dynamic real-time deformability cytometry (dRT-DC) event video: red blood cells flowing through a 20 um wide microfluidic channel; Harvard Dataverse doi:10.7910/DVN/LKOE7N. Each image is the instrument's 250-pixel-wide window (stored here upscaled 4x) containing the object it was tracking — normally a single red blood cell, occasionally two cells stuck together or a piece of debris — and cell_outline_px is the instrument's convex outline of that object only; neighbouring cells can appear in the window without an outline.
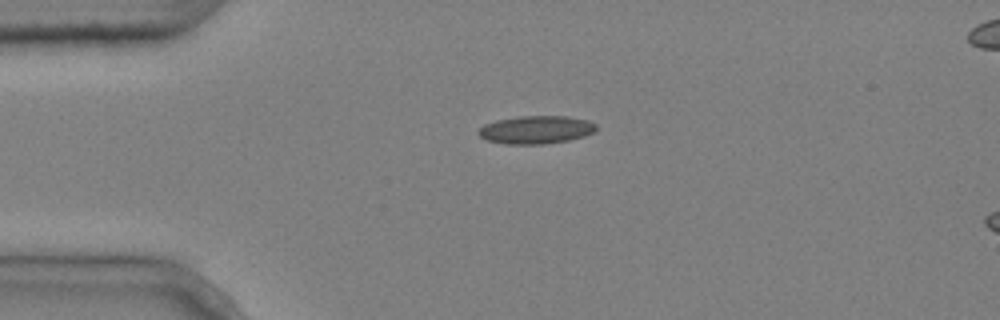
{"species": "common noctule bat (a hibernating species)", "species_latin": "Nyctalus noctula", "temperature_condition": "cold", "stored_images_in_passage": 3, "camera_frame_rate_fps": 3000, "um_per_image_px": 0.085, "animal": {"sex": "male", "body_mass_g": 20.4}, "frame": {"image": 1, "passage_image": 1, "time_ms": 0.0, "image_size_px": [1000, 320], "cell_outline_px": [[596, 128], [592, 132], [584, 136], [568, 140], [544, 144], [504, 144], [488, 140], [480, 136], [476, 132], [484, 124], [496, 120], [520, 116], [568, 116], [588, 120], [596, 124]], "centroid_in_image_um": [45.54, 11.02], "position_along_channel_um": 39.5, "area_um2": 19.19}}